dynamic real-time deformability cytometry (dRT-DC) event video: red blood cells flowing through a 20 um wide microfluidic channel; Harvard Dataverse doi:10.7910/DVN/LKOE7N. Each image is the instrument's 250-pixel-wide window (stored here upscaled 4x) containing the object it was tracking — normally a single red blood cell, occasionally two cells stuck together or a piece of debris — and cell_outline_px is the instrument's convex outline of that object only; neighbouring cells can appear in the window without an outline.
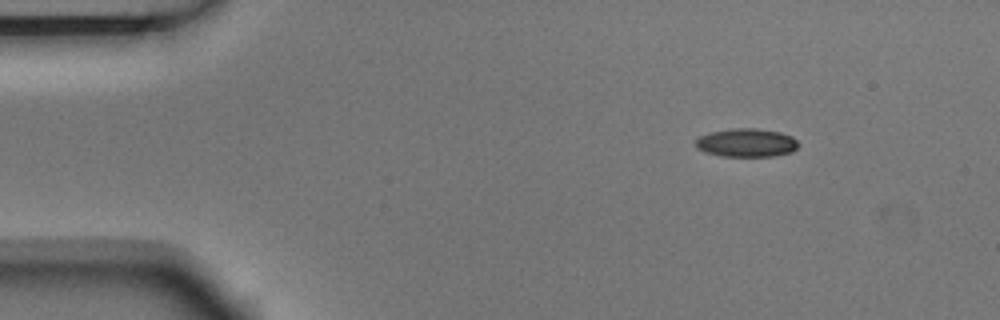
{"species": "Egyptian fruit bat (a non-hibernating species)", "species_latin": "Rousettus aegyptiacus", "temperature_condition": "room temperature", "stored_images_in_passage": 3, "camera_frame_rate_fps": 3000, "um_per_image_px": 0.085, "animal": {"sex": "male"}, "frame": {"image": 1, "passage_image": 1, "time_ms": 0.0, "image_size_px": [1000, 320], "cell_outline_px": [[800, 144], [792, 152], [772, 156], [720, 156], [704, 152], [696, 148], [696, 140], [700, 136], [708, 132], [732, 128], [756, 128], [780, 132], [792, 136]], "centroid_in_image_um": [63.44, 12.13], "position_along_channel_um": 21.6, "area_um2": 17.17}}